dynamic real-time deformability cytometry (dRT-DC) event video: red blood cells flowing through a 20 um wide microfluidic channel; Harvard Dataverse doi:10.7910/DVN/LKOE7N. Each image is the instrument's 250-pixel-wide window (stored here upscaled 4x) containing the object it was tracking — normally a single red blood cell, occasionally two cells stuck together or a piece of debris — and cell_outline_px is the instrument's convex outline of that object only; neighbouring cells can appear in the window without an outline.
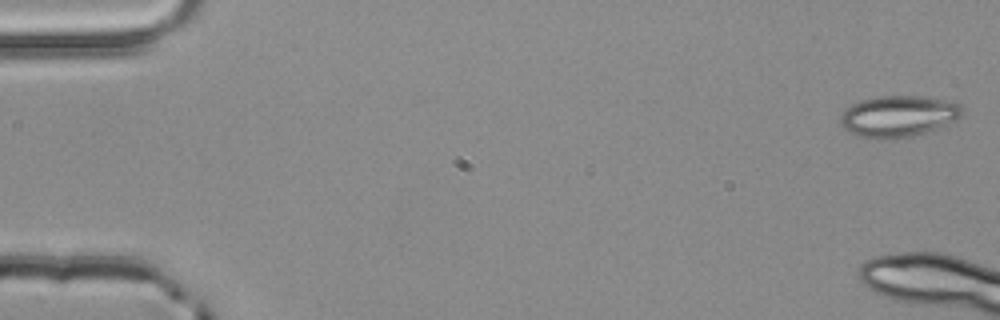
{"species": "common noctule bat (a hibernating species)", "species_latin": "Nyctalus noctula", "temperature_condition": "room temperature", "stored_images_in_passage": 5, "camera_frame_rate_fps": 3000, "um_per_image_px": 0.085, "animal": {"sex": "male", "body_mass_g": 20.4}, "frame": {"image": 1, "passage_image": 1, "time_ms": 0.0, "image_size_px": [1000, 320], "cell_outline_px": [[964, 112], [956, 120], [940, 128], [912, 136], [888, 140], [884, 140], [856, 136], [848, 132], [844, 128], [840, 120], [840, 116], [852, 104], [860, 100], [880, 96], [920, 96], [960, 104], [964, 108]], "centroid_in_image_um": [76.36, 9.9], "position_along_channel_um": 8.6, "area_um2": 29.42}}